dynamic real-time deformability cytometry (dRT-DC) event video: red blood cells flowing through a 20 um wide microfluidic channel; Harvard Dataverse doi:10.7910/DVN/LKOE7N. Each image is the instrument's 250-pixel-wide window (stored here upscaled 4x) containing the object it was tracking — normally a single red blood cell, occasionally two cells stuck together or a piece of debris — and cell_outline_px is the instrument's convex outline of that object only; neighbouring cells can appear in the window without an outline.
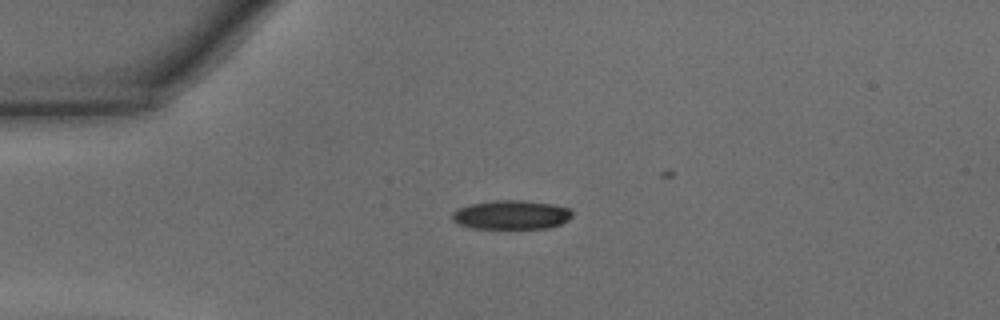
{"species": "common noctule bat (a hibernating species)", "species_latin": "Nyctalus noctula", "temperature_condition": "warm", "stored_images_in_passage": 9, "camera_frame_rate_fps": 3000, "um_per_image_px": 0.085, "animal": {"sex": "male", "body_mass_g": 15.6}, "frame": {"image": 1, "passage_image": 1, "time_ms": 0.0, "image_size_px": [1000, 320], "cell_outline_px": [[572, 216], [568, 220], [560, 224], [548, 228], [472, 228], [460, 224], [452, 220], [452, 212], [456, 208], [468, 204], [496, 200], [524, 200], [552, 204], [568, 208], [572, 212]], "centroid_in_image_um": [43.43, 18.25], "position_along_channel_um": 41.6, "area_um2": 20.35}}
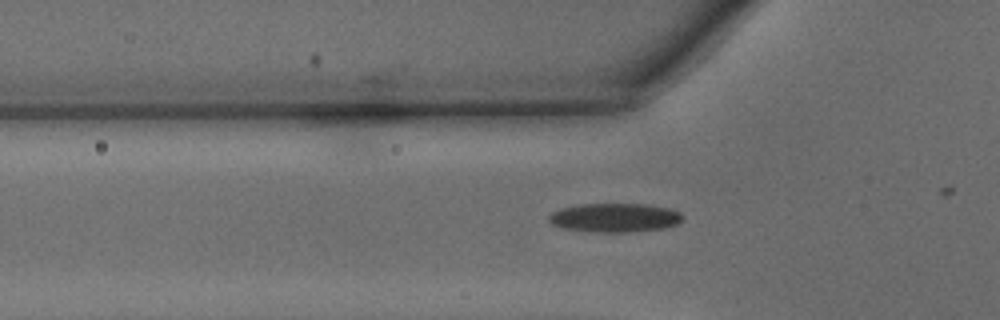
{"frame": {"image": 2, "passage_image": 5, "time_ms": 1.333, "image_size_px": [1000, 320], "cell_outline_px": [[684, 216], [676, 224], [664, 228], [628, 232], [604, 232], [564, 228], [552, 224], [548, 220], [548, 216], [552, 212], [560, 208], [580, 204], [648, 204], [668, 208], [680, 212]], "centroid_in_image_um": [52.25, 18.49], "position_along_channel_um": 73.5, "area_um2": 22.37}}
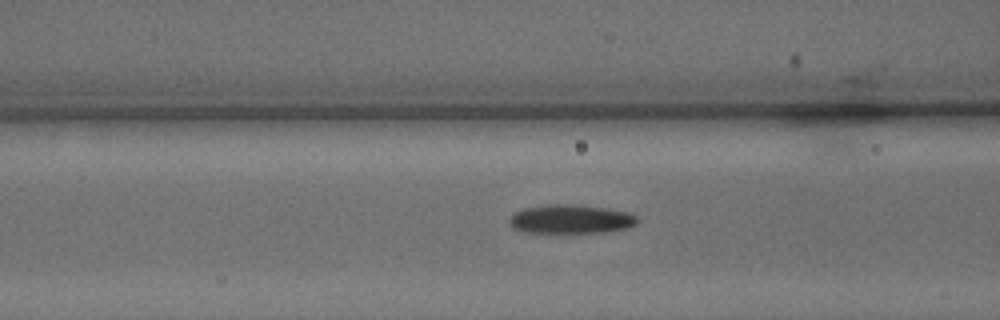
{"frame": {"image": 3, "passage_image": 8, "time_ms": 2.333, "image_size_px": [1000, 320], "cell_outline_px": [[636, 224], [628, 228], [604, 232], [524, 232], [512, 228], [508, 220], [516, 212], [524, 208], [552, 204], [576, 204], [604, 208], [628, 212], [636, 216]], "centroid_in_image_um": [48.5, 18.62], "position_along_channel_um": 118.1, "area_um2": 21.33}}